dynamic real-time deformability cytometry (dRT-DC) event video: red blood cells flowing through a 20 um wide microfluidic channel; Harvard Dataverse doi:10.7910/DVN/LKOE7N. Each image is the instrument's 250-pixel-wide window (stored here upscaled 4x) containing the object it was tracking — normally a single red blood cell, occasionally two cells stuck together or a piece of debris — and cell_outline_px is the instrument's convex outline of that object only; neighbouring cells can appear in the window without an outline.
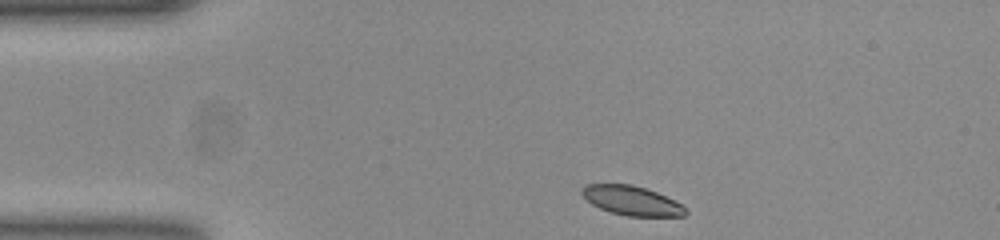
{"species": "common noctule bat (a hibernating species)", "species_latin": "Nyctalus noctula", "temperature_condition": "room temperature", "stored_images_in_passage": 44, "camera_frame_rate_fps": 3000, "um_per_image_px": 0.085, "animal": {"sex": "female", "body_mass_g": 23.0, "forearm_length_mm": 53.4}, "frame": {"image": 1, "passage_image": 1, "time_ms": 0.0, "image_size_px": [1000, 240], "cell_outline_px": [[688, 212], [684, 216], [628, 216], [612, 212], [600, 208], [592, 204], [580, 192], [588, 184], [632, 184], [656, 192], [680, 204]], "centroid_in_image_um": [53.69, 17.05], "position_along_channel_um": 31.3, "area_um2": 17.28}}
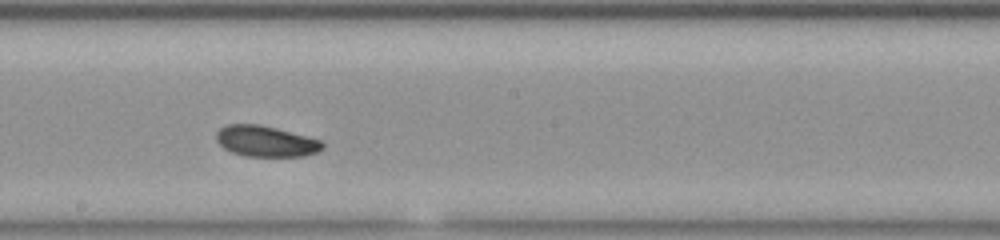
{"frame": {"image": 2, "passage_image": 20, "time_ms": 6.333, "image_size_px": [1000, 240], "cell_outline_px": [[324, 148], [316, 152], [304, 156], [244, 156], [232, 152], [224, 148], [216, 140], [216, 132], [220, 128], [228, 124], [260, 124], [276, 128], [320, 140], [324, 144]], "centroid_in_image_um": [22.57, 12.0], "position_along_channel_um": 225.6, "area_um2": 19.02}}
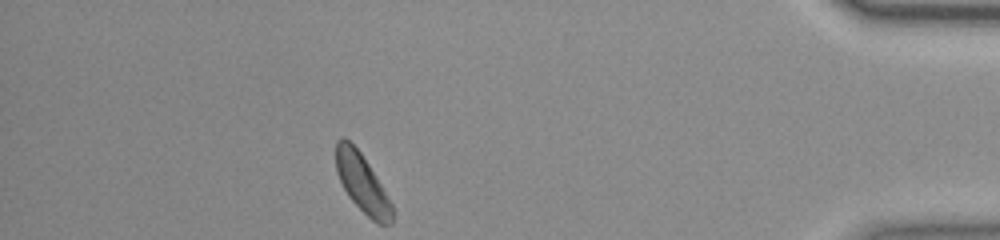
{"frame": {"image": 3, "passage_image": 38, "time_ms": 12.333, "image_size_px": [1000, 240], "cell_outline_px": [[392, 224], [380, 224], [372, 220], [348, 196], [336, 172], [336, 140], [344, 136], [360, 152], [368, 164], [392, 204]], "centroid_in_image_um": [30.76, 15.55], "position_along_channel_um": 404.4, "area_um2": 18.61}, "authors_computed_cell_mechanics": {"area_um2": 19.1607, "velocity_mm_per_s": 3.8264, "shape_relaxation_time_tau1_ms": 1.3372, "shape_relaxation_time_tau2_ms": 7.3477, "deformation_change_tau1": 0.0911, "deformation_change_tau2": 0.12}}